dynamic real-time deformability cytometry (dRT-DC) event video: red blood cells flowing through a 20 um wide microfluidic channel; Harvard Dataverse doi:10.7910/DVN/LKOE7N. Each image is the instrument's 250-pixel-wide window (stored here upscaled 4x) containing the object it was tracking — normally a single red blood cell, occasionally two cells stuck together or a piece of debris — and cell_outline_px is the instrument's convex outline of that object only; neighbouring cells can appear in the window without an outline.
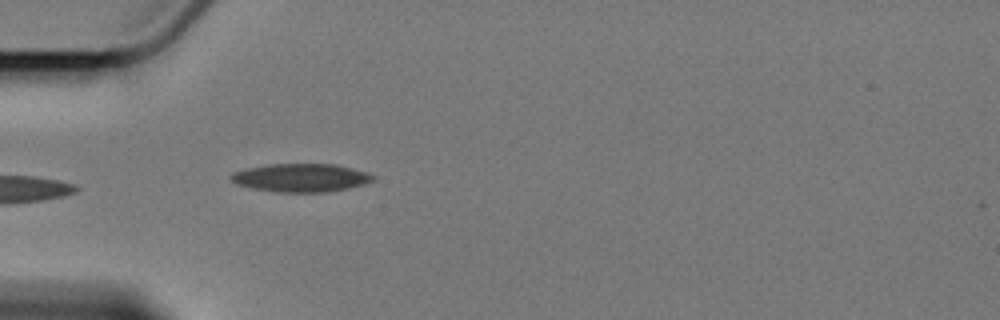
{"species": "Egyptian fruit bat (a non-hibernating species)", "species_latin": "Rousettus aegyptiacus", "temperature_condition": "cold", "stored_images_in_passage": 5, "camera_frame_rate_fps": 3000, "um_per_image_px": 0.085, "animal": {"sex": "female"}, "frame": {"image": 1, "passage_image": 5, "time_ms": 5.667, "image_size_px": [1000, 320], "cell_outline_px": [[376, 180], [364, 184], [348, 188], [328, 192], [276, 192], [252, 188], [236, 184], [228, 176], [232, 172], [244, 168], [268, 164], [336, 164], [368, 172], [376, 176]], "centroid_in_image_um": [25.58, 15.1], "position_along_channel_um": 59.4, "area_um2": 23.7}}